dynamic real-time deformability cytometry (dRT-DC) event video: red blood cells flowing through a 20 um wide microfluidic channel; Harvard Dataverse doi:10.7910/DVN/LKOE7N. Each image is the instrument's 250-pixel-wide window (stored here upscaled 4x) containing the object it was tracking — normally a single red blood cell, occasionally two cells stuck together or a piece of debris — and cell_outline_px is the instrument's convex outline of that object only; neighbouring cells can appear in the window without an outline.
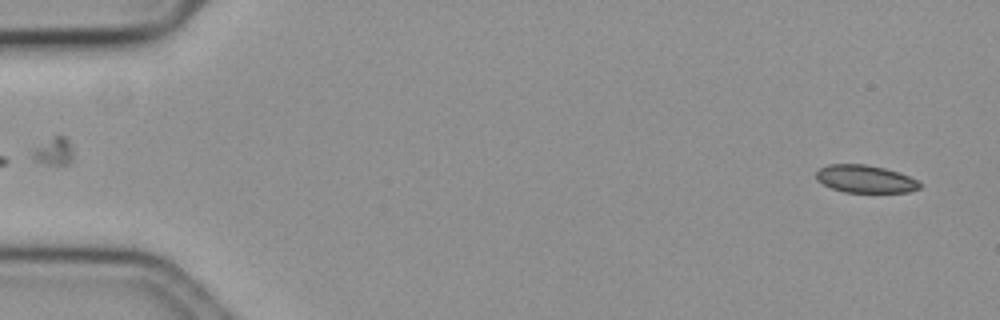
{"species": "common noctule bat (a hibernating species)", "species_latin": "Nyctalus noctula", "temperature_condition": "cold", "stored_images_in_passage": 22, "camera_frame_rate_fps": 3000, "um_per_image_px": 0.085, "animal": {"sex": "female", "body_mass_g": 19.3, "forearm_length_mm": 54.1}, "frame": {"image": 1, "passage_image": 3, "time_ms": 0.667, "image_size_px": [1000, 320], "cell_outline_px": [[920, 188], [908, 192], [844, 192], [832, 188], [816, 180], [816, 172], [820, 168], [828, 164], [864, 164], [884, 168], [908, 176], [916, 180], [920, 184]], "centroid_in_image_um": [73.51, 15.21], "position_along_channel_um": 11.5, "area_um2": 16.47}}
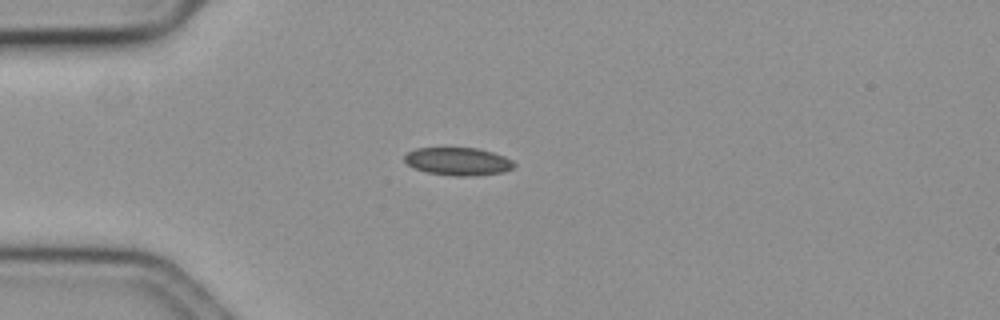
{"frame": {"image": 2, "passage_image": 16, "time_ms": 5.0, "image_size_px": [1000, 320], "cell_outline_px": [[516, 164], [512, 168], [504, 172], [472, 176], [452, 176], [428, 172], [412, 168], [404, 160], [404, 156], [408, 152], [416, 148], [476, 148], [492, 152], [504, 156], [512, 160]], "centroid_in_image_um": [38.93, 13.72], "position_along_channel_um": 46.1, "area_um2": 17.8}}
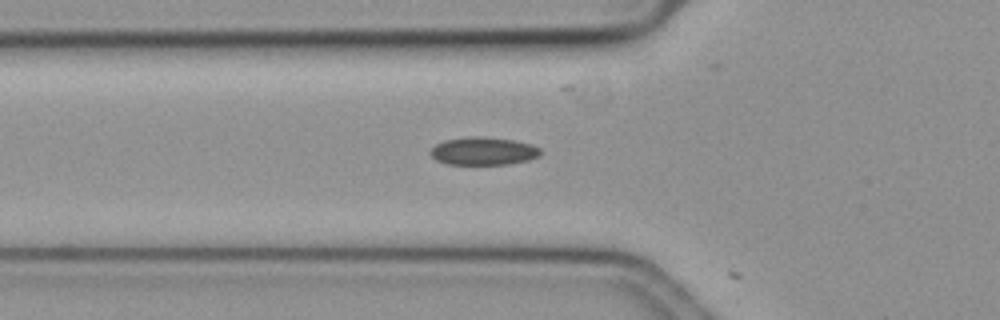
{"frame": {"image": 3, "passage_image": 21, "time_ms": 6.667, "image_size_px": [1000, 320], "cell_outline_px": [[540, 156], [528, 160], [508, 164], [448, 164], [436, 160], [428, 152], [436, 144], [444, 140], [472, 136], [484, 136], [512, 140], [532, 144], [540, 148]], "centroid_in_image_um": [41.08, 12.84], "position_along_channel_um": 84.7, "area_um2": 17.92}}